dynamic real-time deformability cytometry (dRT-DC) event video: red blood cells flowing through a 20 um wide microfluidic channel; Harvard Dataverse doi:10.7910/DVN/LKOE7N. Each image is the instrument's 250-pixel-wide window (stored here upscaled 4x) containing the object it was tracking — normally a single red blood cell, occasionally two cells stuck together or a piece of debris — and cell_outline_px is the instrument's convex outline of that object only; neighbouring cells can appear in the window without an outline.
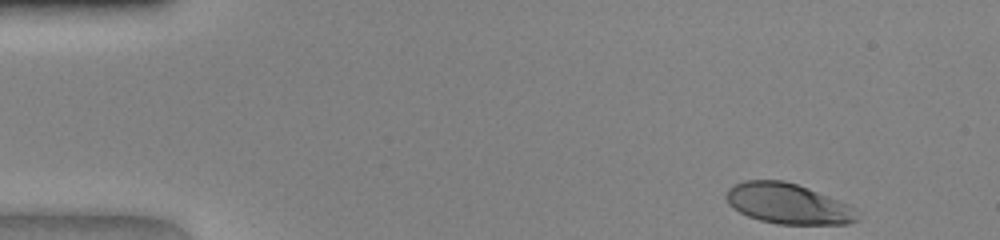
{"species": "human", "species_latin": "Homo sapiens", "temperature_condition": "warm", "stored_images_in_passage": 44, "camera_frame_rate_fps": 3000, "um_per_image_px": 0.085, "donor": {"sex": "female"}, "frame": {"image": 1, "passage_image": 1, "time_ms": 0.0, "image_size_px": [1000, 240], "cell_outline_px": [[860, 220], [848, 224], [776, 224], [760, 220], [748, 216], [732, 208], [728, 204], [724, 196], [728, 188], [744, 180], [784, 180], [808, 188], [848, 204], [856, 208], [860, 212]], "centroid_in_image_um": [67.0, 17.32], "position_along_channel_um": 18.0, "area_um2": 31.21}}
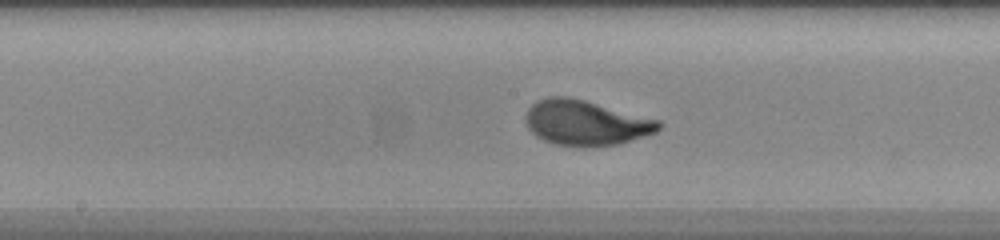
{"frame": {"image": 2, "passage_image": 21, "time_ms": 6.667, "image_size_px": [1000, 240], "cell_outline_px": [[660, 128], [656, 132], [620, 144], [584, 148], [556, 144], [544, 140], [536, 136], [528, 128], [524, 120], [524, 116], [528, 108], [536, 100], [548, 96], [568, 96], [584, 100], [660, 120]], "centroid_in_image_um": [49.75, 10.44], "position_along_channel_um": 198.4, "area_um2": 35.32}}
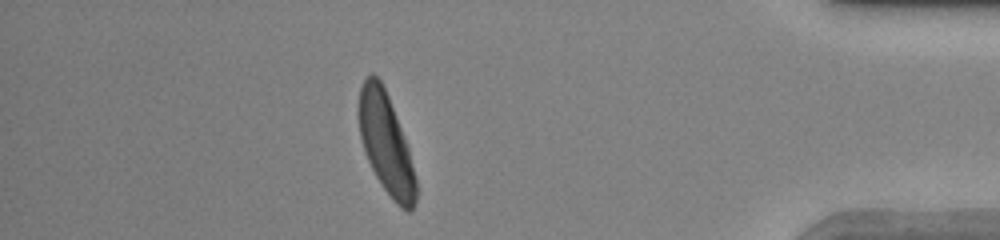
{"frame": {"image": 3, "passage_image": 38, "time_ms": 12.333, "image_size_px": [1000, 240], "cell_outline_px": [[416, 200], [412, 208], [408, 212], [400, 208], [392, 200], [376, 176], [364, 152], [360, 136], [360, 88], [364, 80], [372, 72], [380, 80], [388, 96], [408, 148], [416, 180]], "centroid_in_image_um": [32.81, 12.25], "position_along_channel_um": 402.4, "area_um2": 32.6}}